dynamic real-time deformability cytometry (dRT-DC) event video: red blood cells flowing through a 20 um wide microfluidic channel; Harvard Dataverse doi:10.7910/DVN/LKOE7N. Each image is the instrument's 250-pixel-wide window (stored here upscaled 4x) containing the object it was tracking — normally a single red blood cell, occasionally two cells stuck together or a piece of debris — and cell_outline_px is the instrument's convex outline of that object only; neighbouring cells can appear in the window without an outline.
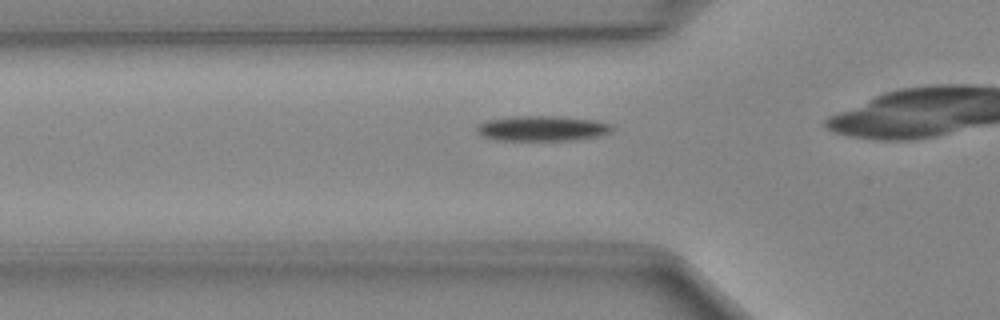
{"species": "Egyptian fruit bat (a non-hibernating species)", "species_latin": "Rousettus aegyptiacus", "temperature_condition": "cold", "stored_images_in_passage": 27, "camera_frame_rate_fps": 3000, "um_per_image_px": 0.085, "animal": {"sex": "female"}, "frame": {"image": 1, "passage_image": 4, "time_ms": 1.0, "image_size_px": [1000, 320], "cell_outline_px": [[612, 128], [608, 132], [600, 136], [572, 140], [492, 140], [480, 136], [476, 132], [476, 124], [484, 120], [512, 116], [560, 116], [592, 120], [608, 124]], "centroid_in_image_um": [45.94, 10.91], "position_along_channel_um": 79.9, "area_um2": 20.0}}
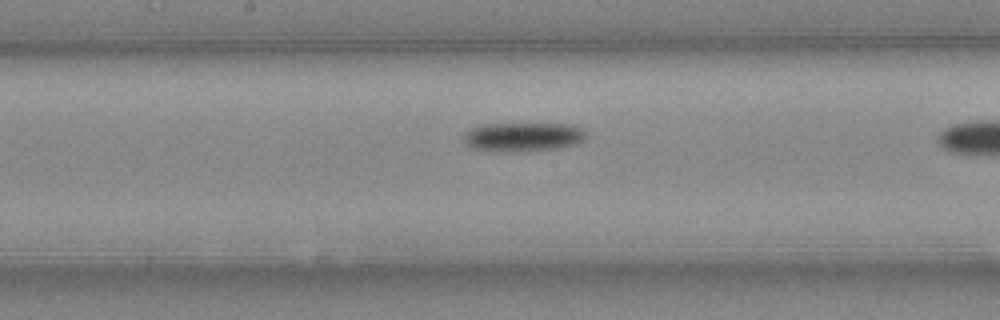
{"frame": {"image": 2, "passage_image": 13, "time_ms": 4.0, "image_size_px": [1000, 320], "cell_outline_px": [[588, 136], [584, 140], [576, 144], [556, 148], [472, 148], [464, 140], [464, 132], [468, 128], [480, 124], [572, 124], [588, 132]], "centroid_in_image_um": [44.53, 11.55], "position_along_channel_um": 203.7, "area_um2": 19.54}}
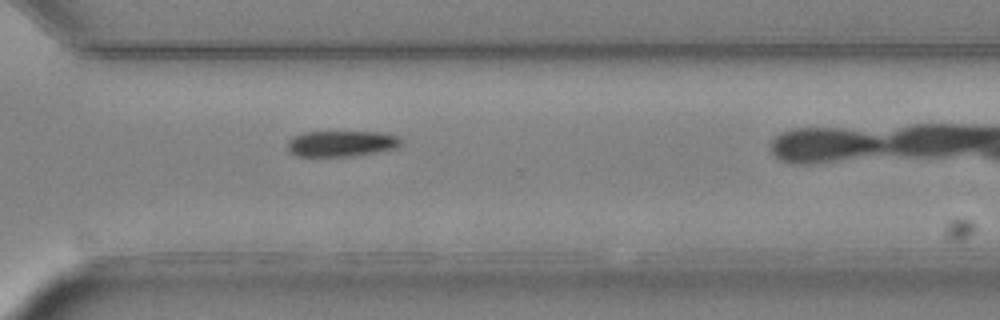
{"frame": {"image": 3, "passage_image": 23, "time_ms": 7.333, "image_size_px": [1000, 320], "cell_outline_px": [[400, 144], [396, 148], [376, 152], [352, 156], [296, 156], [288, 152], [288, 140], [292, 136], [304, 132], [380, 132], [396, 136], [400, 140]], "centroid_in_image_um": [28.95, 12.2], "position_along_channel_um": 341.6, "area_um2": 17.05}}